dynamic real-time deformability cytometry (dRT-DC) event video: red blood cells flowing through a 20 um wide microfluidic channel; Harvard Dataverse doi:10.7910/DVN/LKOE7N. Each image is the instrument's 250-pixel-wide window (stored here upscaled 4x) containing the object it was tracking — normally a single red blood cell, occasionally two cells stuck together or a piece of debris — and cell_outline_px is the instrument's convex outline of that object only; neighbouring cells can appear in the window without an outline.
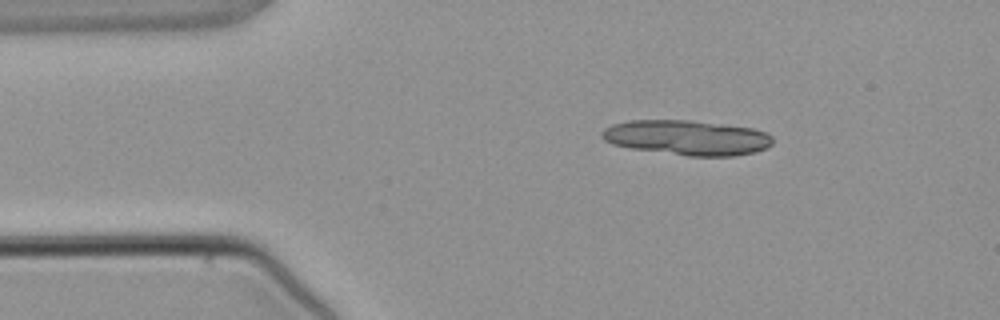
{"species": "common noctule bat (a hibernating species)", "species_latin": "Nyctalus noctula", "temperature_condition": "warm", "stored_images_in_passage": 3, "segment_of_instrument_passage": [1, 2], "camera_frame_rate_fps": 3000, "um_per_image_px": 0.085, "animal": {"sex": "male", "body_mass_g": 21.5, "forearm_length_mm": 52.0}, "frame": {"image": 1, "passage_image": 1, "time_ms": 0.0, "image_size_px": [1000, 320], "cell_outline_px": [[772, 144], [768, 148], [756, 152], [736, 156], [688, 156], [632, 148], [612, 144], [604, 140], [600, 136], [600, 132], [604, 128], [612, 124], [628, 120], [688, 120], [752, 128], [764, 132], [772, 136]], "centroid_in_image_um": [58.38, 11.7], "position_along_channel_um": 26.6, "area_um2": 34.85}}